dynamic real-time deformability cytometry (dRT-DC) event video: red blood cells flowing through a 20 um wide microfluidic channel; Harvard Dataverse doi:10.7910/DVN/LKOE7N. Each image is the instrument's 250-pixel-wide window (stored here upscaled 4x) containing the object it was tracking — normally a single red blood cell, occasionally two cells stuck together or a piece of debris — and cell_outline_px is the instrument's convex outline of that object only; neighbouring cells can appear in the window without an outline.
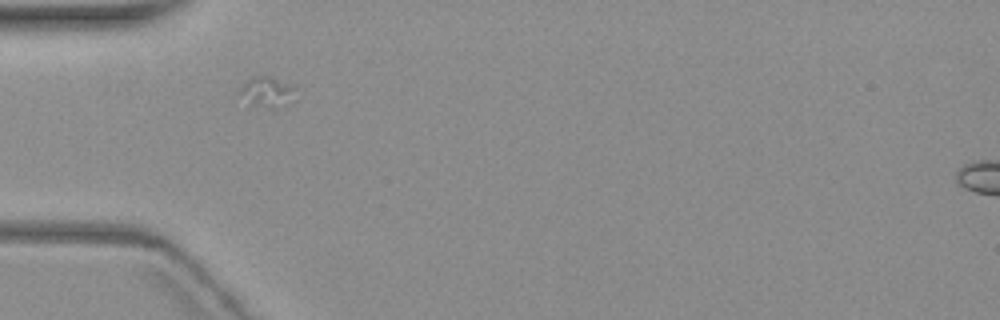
{"species": "common noctule bat (a hibernating species)", "species_latin": "Nyctalus noctula", "temperature_condition": "warm", "stored_images_in_passage": 3, "camera_frame_rate_fps": 3000, "um_per_image_px": 0.085, "animal": {"sex": "female", "body_mass_g": 19.3, "forearm_length_mm": 54.1}, "frame": {"image": 1, "passage_image": 1, "time_ms": 0.0, "image_size_px": [1000, 320], "cell_outline_px": [[296, 88], [292, 100], [288, 104], [272, 108], [252, 104], [236, 96], [236, 92], [244, 80], [252, 76], [268, 76], [292, 84]], "centroid_in_image_um": [22.62, 7.79], "position_along_channel_um": 62.4, "area_um2": 10.17}}